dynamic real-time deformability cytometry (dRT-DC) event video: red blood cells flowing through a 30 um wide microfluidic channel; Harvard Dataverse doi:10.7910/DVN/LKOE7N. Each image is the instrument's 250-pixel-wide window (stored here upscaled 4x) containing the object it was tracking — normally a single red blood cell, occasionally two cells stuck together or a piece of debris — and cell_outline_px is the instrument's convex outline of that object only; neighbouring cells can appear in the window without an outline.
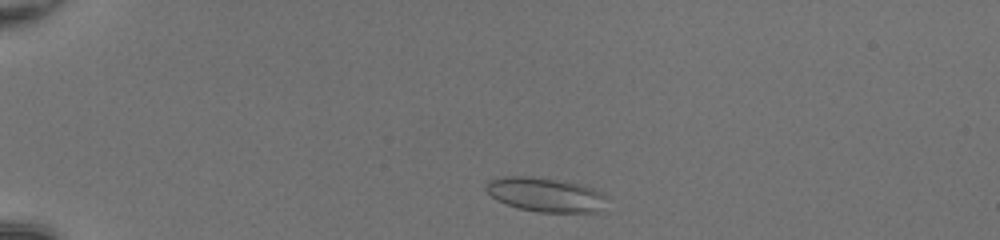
{"species": "common noctule bat (a hibernating species)", "species_latin": "Nyctalus noctula", "temperature_condition": "room temperature", "stored_images_in_passage": 41, "camera_frame_rate_fps": 3000, "um_per_image_px": 0.085, "animal": {"sex": "female", "body_mass_g": 20.0, "forearm_length_mm": 54.0}, "frame": {"image": 1, "passage_image": 3, "time_ms": 0.667, "image_size_px": [1000, 240], "cell_outline_px": [[608, 196], [604, 212], [540, 212], [520, 208], [504, 204], [496, 200], [484, 188], [484, 184], [488, 180], [504, 176], [528, 176], [564, 180], [580, 184], [604, 192]], "centroid_in_image_um": [46.42, 16.54], "position_along_channel_um": 38.6, "area_um2": 24.68}}
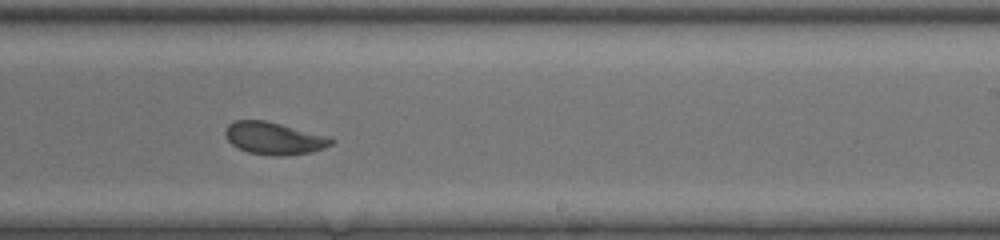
{"frame": {"image": 2, "passage_image": 24, "time_ms": 7.667, "image_size_px": [1000, 240], "cell_outline_px": [[336, 140], [332, 144], [324, 148], [312, 152], [284, 156], [276, 156], [248, 152], [236, 148], [224, 136], [224, 132], [228, 124], [236, 120], [264, 120], [332, 136]], "centroid_in_image_um": [23.33, 11.75], "position_along_channel_um": 265.7, "area_um2": 20.29}}
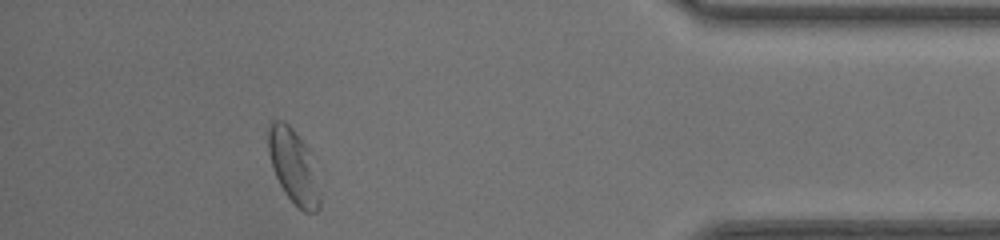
{"frame": {"image": 3, "passage_image": 37, "time_ms": 12.0, "image_size_px": [1000, 240], "cell_outline_px": [[320, 208], [316, 212], [304, 212], [284, 192], [272, 168], [268, 152], [268, 124], [272, 120], [284, 120], [292, 128], [312, 152], [320, 196]], "centroid_in_image_um": [24.95, 14.1], "position_along_channel_um": 410.3, "area_um2": 22.48}, "authors_computed_cell_mechanics": {"area_um2": 20.808, "velocity_mm_per_s": 4.1799, "shape_relaxation_time_tau1_ms": 9.9971, "shape_relaxation_time_tau2_ms": 1.1574, "deformation_change_tau1": 0.1815, "deformation_change_tau2": 0.0672}}